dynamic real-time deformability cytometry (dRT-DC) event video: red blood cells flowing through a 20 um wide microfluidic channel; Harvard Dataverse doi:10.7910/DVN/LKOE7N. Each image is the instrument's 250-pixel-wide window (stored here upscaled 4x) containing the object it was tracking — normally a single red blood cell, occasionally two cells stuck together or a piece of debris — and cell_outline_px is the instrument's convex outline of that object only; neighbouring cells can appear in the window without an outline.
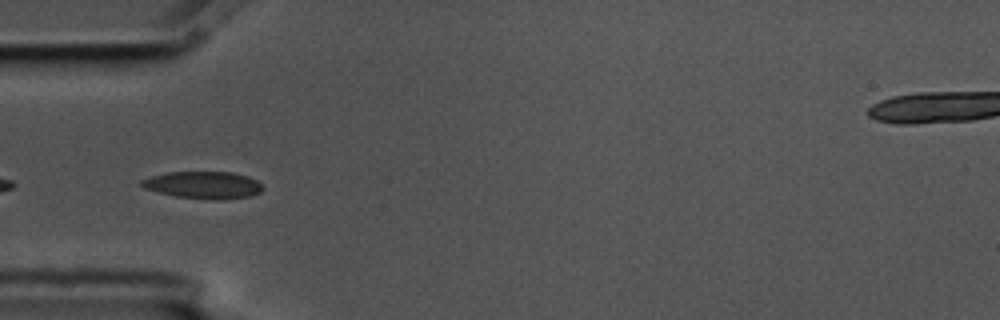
{"species": "common noctule bat (a hibernating species)", "species_latin": "Nyctalus noctula", "temperature_condition": "cold", "stored_images_in_passage": 7, "segment_of_instrument_passage": [2, 2], "camera_frame_rate_fps": 3000, "um_per_image_px": 0.085, "animal": {"sex": "male", "body_mass_g": 17.5, "forearm_length_mm": 52.3}, "frame": {"image": 1, "passage_image": 5, "time_ms": 1.333, "image_size_px": [1000, 320], "cell_outline_px": [[264, 188], [260, 192], [252, 196], [220, 200], [212, 200], [176, 196], [144, 188], [140, 184], [140, 180], [152, 176], [168, 172], [232, 172], [248, 176], [256, 180]], "centroid_in_image_um": [17.31, 15.73], "position_along_channel_um": 67.7, "area_um2": 19.19}}